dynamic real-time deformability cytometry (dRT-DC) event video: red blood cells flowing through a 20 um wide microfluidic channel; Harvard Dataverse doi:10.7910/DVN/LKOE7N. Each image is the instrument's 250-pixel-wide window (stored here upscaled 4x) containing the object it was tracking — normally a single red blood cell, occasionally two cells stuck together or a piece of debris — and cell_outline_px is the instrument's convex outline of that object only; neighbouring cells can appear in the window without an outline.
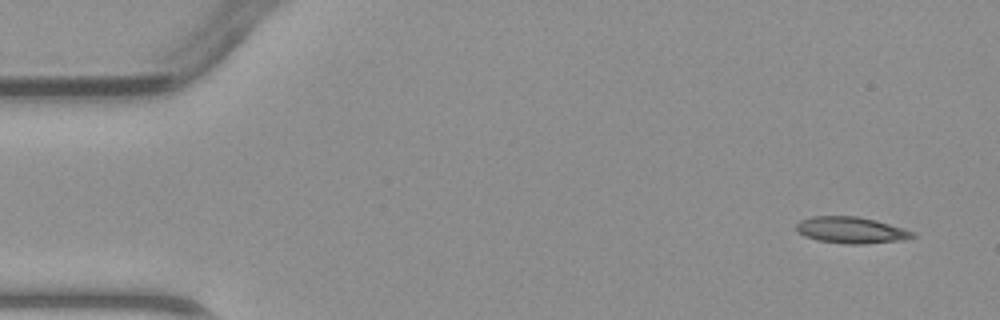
{"species": "common noctule bat (a hibernating species)", "species_latin": "Nyctalus noctula", "temperature_condition": "warm", "stored_images_in_passage": 4, "camera_frame_rate_fps": 3000, "um_per_image_px": 0.085, "animal": {"sex": "male", "body_mass_g": 23.1, "forearm_length_mm": 52.7}, "frame": {"image": 1, "passage_image": 1, "time_ms": 0.0, "image_size_px": [1000, 320], "cell_outline_px": [[916, 236], [904, 240], [860, 244], [844, 244], [816, 240], [804, 236], [796, 228], [796, 224], [800, 220], [812, 216], [856, 216], [876, 220], [904, 228], [912, 232]], "centroid_in_image_um": [72.33, 19.56], "position_along_channel_um": 12.7, "area_um2": 17.92}}
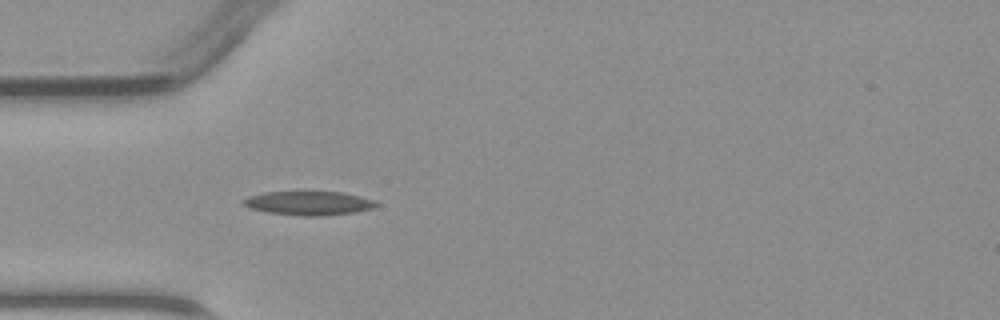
{"frame": {"image": 2, "passage_image": 4, "time_ms": 3.667, "image_size_px": [1000, 320], "cell_outline_px": [[380, 204], [372, 208], [356, 212], [316, 216], [304, 216], [268, 212], [252, 208], [244, 204], [240, 200], [248, 196], [264, 192], [304, 188], [344, 192], [376, 200]], "centroid_in_image_um": [26.25, 17.2], "position_along_channel_um": 58.7, "area_um2": 19.59}}